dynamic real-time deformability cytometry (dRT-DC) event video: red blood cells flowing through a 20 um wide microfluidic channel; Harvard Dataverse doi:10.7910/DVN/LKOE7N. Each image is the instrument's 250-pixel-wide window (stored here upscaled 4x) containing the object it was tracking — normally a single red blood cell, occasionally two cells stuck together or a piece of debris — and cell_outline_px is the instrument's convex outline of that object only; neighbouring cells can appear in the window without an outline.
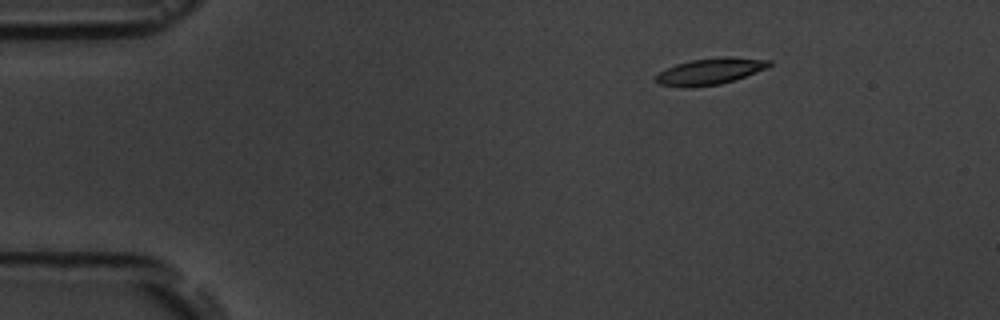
{"species": "common noctule bat (a hibernating species)", "species_latin": "Nyctalus noctula", "temperature_condition": "room temperature", "stored_images_in_passage": 5, "camera_frame_rate_fps": 3000, "um_per_image_px": 0.085, "animal": {"sex": "male", "body_mass_g": 19.5, "forearm_length_mm": 54.6}, "frame": {"image": 1, "passage_image": 1, "time_ms": 0.0, "image_size_px": [1000, 320], "cell_outline_px": [[772, 64], [768, 68], [736, 80], [720, 84], [688, 88], [684, 88], [656, 84], [656, 76], [660, 72], [676, 64], [692, 60], [720, 56], [728, 56], [772, 60]], "centroid_in_image_um": [60.4, 6.07], "position_along_channel_um": 24.6, "area_um2": 17.74}}
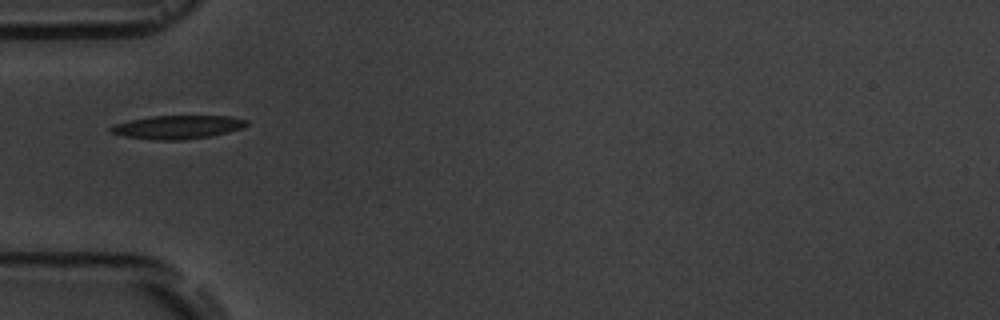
{"frame": {"image": 2, "passage_image": 4, "time_ms": 3.333, "image_size_px": [1000, 320], "cell_outline_px": [[248, 124], [244, 128], [212, 136], [184, 140], [152, 140], [124, 136], [108, 132], [108, 128], [116, 124], [128, 120], [152, 116], [228, 116], [248, 120]], "centroid_in_image_um": [15.09, 10.81], "position_along_channel_um": 69.9, "area_um2": 18.79}}
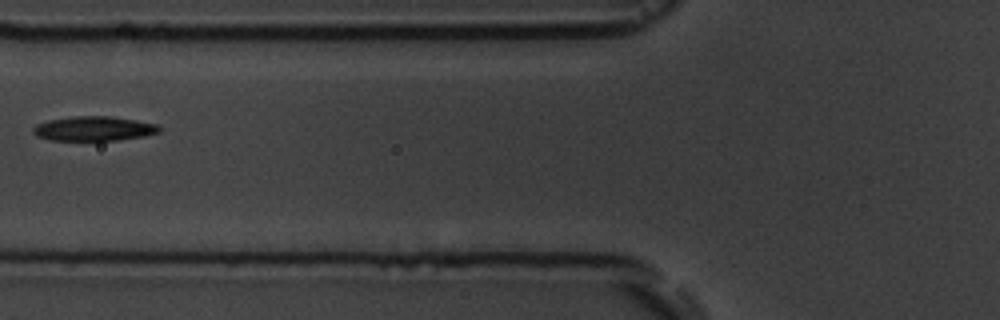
{"frame": {"image": 3, "passage_image": 5, "time_ms": 4.667, "image_size_px": [1000, 320], "cell_outline_px": [[160, 132], [144, 136], [116, 140], [48, 140], [36, 136], [32, 132], [32, 128], [36, 124], [48, 120], [72, 116], [108, 116], [136, 120], [156, 124], [160, 128]], "centroid_in_image_um": [7.93, 10.93], "position_along_channel_um": 117.9, "area_um2": 18.03}}